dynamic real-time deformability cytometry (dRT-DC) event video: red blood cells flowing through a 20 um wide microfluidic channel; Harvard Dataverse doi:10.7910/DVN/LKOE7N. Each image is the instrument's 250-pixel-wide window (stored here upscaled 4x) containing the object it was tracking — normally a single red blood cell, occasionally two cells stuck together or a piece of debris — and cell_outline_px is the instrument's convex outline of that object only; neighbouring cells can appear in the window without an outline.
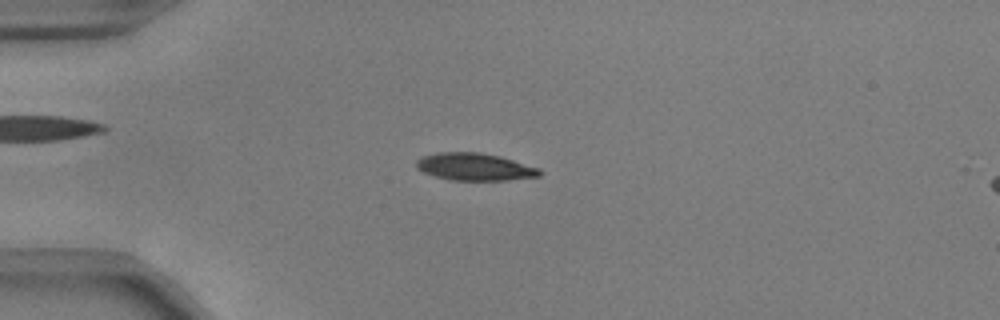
{"species": "common noctule bat (a hibernating species)", "species_latin": "Nyctalus noctula", "temperature_condition": "warm", "stored_images_in_passage": 54, "camera_frame_rate_fps": 3000, "um_per_image_px": 0.085, "animal": {"sex": "male", "body_mass_g": 17.9, "forearm_length_mm": 54.2}, "frame": {"image": 1, "passage_image": 14, "time_ms": 4.333, "image_size_px": [1000, 320], "cell_outline_px": [[540, 176], [508, 180], [452, 180], [436, 176], [424, 172], [416, 168], [416, 160], [424, 156], [436, 152], [480, 152], [500, 156], [540, 168]], "centroid_in_image_um": [40.35, 14.17], "position_along_channel_um": 44.7, "area_um2": 19.59}}
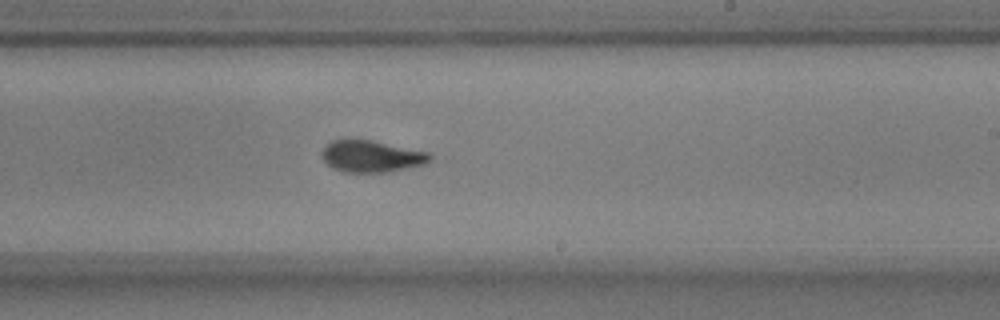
{"frame": {"image": 2, "passage_image": 33, "time_ms": 10.667, "image_size_px": [1000, 320], "cell_outline_px": [[432, 160], [428, 164], [388, 172], [344, 172], [332, 168], [320, 156], [320, 152], [324, 144], [332, 140], [348, 136], [372, 140], [428, 152], [432, 156]], "centroid_in_image_um": [31.52, 13.25], "position_along_channel_um": 257.5, "area_um2": 20.81}}
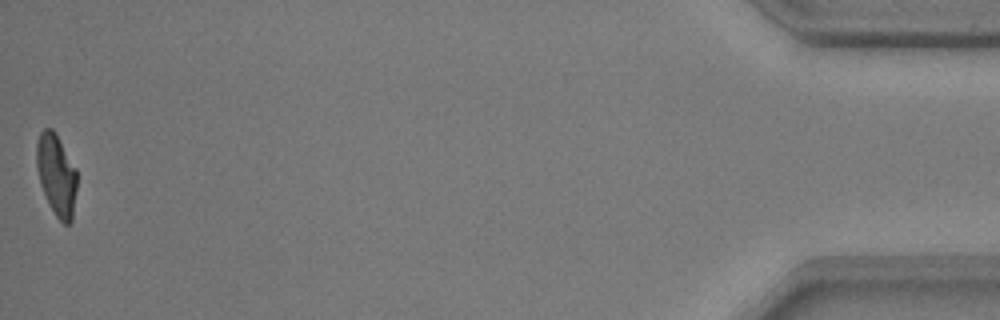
{"frame": {"image": 3, "passage_image": 54, "time_ms": 17.667, "image_size_px": [1000, 320], "cell_outline_px": [[76, 192], [72, 220], [68, 224], [64, 224], [56, 216], [40, 184], [36, 164], [36, 140], [40, 132], [44, 128], [52, 128], [56, 132], [76, 168]], "centroid_in_image_um": [4.79, 14.81], "position_along_channel_um": 430.4, "area_um2": 19.19}, "authors_computed_cell_mechanics": {"area_um2": 20.0277, "velocity_mm_per_s": 3.7407, "shape_relaxation_time_tau1_ms": 3.5288, "shape_relaxation_time_tau2_ms": 1.0587, "deformation_change_tau1": 0.1805, "deformation_change_tau2": 0.0827}}